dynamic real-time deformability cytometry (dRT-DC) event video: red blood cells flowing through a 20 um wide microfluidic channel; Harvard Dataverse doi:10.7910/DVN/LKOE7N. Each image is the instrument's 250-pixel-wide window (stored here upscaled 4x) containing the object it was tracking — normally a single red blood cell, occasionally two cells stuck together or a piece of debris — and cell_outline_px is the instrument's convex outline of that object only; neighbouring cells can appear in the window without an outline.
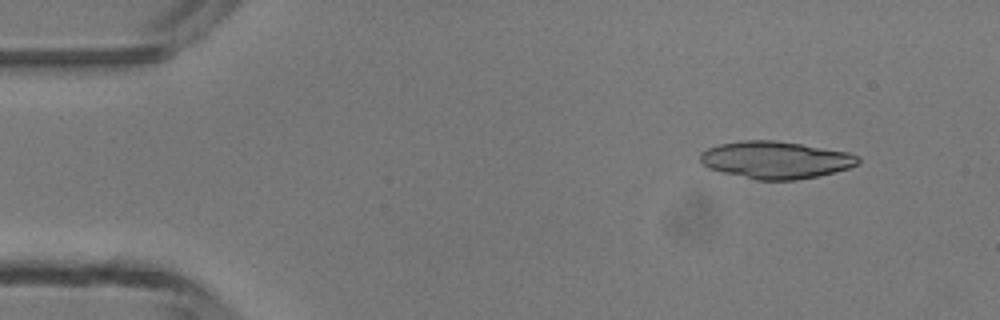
{"species": "common noctule bat (a hibernating species)", "species_latin": "Nyctalus noctula", "temperature_condition": "room temperature", "stored_images_in_passage": 3, "camera_frame_rate_fps": 3000, "um_per_image_px": 0.085, "animal": {"sex": "male", "body_mass_g": 13.3}, "frame": {"image": 1, "passage_image": 2, "time_ms": 1.0, "image_size_px": [1000, 320], "cell_outline_px": [[860, 160], [856, 164], [848, 168], [816, 176], [796, 180], [756, 180], [708, 168], [700, 164], [700, 152], [708, 148], [720, 144], [740, 140], [772, 140], [800, 144], [848, 152], [856, 156]], "centroid_in_image_um": [65.87, 13.59], "position_along_channel_um": 19.1, "area_um2": 33.99}}